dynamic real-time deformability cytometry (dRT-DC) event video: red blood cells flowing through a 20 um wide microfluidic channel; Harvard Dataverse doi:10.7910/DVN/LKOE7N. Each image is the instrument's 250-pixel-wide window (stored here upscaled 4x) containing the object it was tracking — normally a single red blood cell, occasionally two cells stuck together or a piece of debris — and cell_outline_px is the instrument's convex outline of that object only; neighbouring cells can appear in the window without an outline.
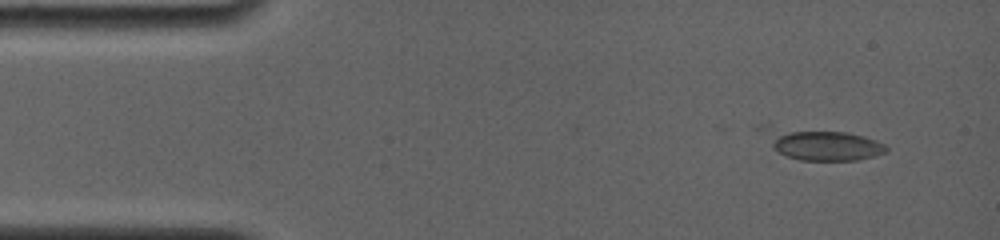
{"species": "common noctule bat (a hibernating species)", "species_latin": "Nyctalus noctula", "temperature_condition": "room temperature", "stored_images_in_passage": 51, "camera_frame_rate_fps": 4000, "um_per_image_px": 0.085, "animal": {"sex": "female", "body_mass_g": 19.0, "forearm_length_mm": 56.7}, "frame": {"image": 1, "passage_image": 1, "time_ms": 0.0, "image_size_px": [1000, 240], "cell_outline_px": [[888, 152], [856, 160], [800, 160], [784, 156], [756, 128], [760, 124], [772, 124], [844, 132], [864, 136], [884, 144], [888, 148]], "centroid_in_image_um": [69.71, 12.2], "position_along_channel_um": 15.3, "area_um2": 23.0}}
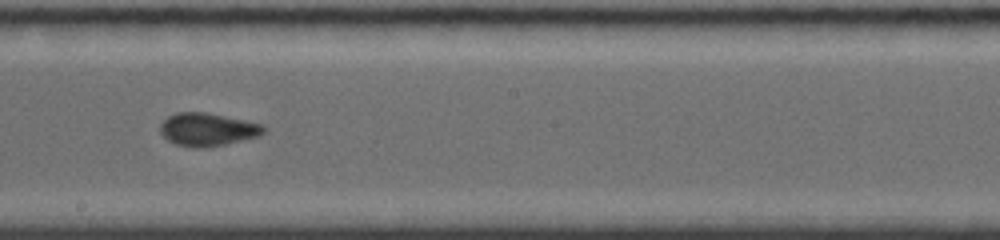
{"frame": {"image": 2, "passage_image": 30, "time_ms": 8.0, "image_size_px": [1000, 240], "cell_outline_px": [[268, 128], [260, 136], [224, 144], [204, 148], [196, 148], [176, 144], [168, 140], [160, 132], [160, 124], [168, 116], [176, 112], [204, 112], [264, 124]], "centroid_in_image_um": [17.66, 11.0], "position_along_channel_um": 230.5, "area_um2": 19.88}}
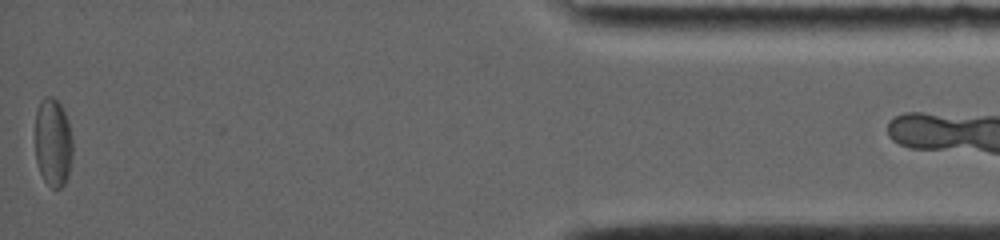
{"frame": {"image": 3, "passage_image": 51, "time_ms": 15.0, "image_size_px": [1000, 240], "cell_outline_px": [[72, 156], [68, 176], [64, 184], [60, 188], [52, 188], [44, 180], [36, 164], [36, 112], [40, 100], [44, 96], [52, 96], [60, 104], [68, 120], [72, 136]], "centroid_in_image_um": [4.51, 12.1], "position_along_channel_um": 430.7, "area_um2": 19.42}, "authors_computed_cell_mechanics": {"area_um2": 19.2474, "velocity_mm_per_s": 3.8277, "shape_relaxation_time_tau1_ms": 11.3461, "shape_relaxation_time_tau2_ms": 1.3329, "deformation_change_tau1": 0.186, "deformation_change_tau2": 0.0593}}